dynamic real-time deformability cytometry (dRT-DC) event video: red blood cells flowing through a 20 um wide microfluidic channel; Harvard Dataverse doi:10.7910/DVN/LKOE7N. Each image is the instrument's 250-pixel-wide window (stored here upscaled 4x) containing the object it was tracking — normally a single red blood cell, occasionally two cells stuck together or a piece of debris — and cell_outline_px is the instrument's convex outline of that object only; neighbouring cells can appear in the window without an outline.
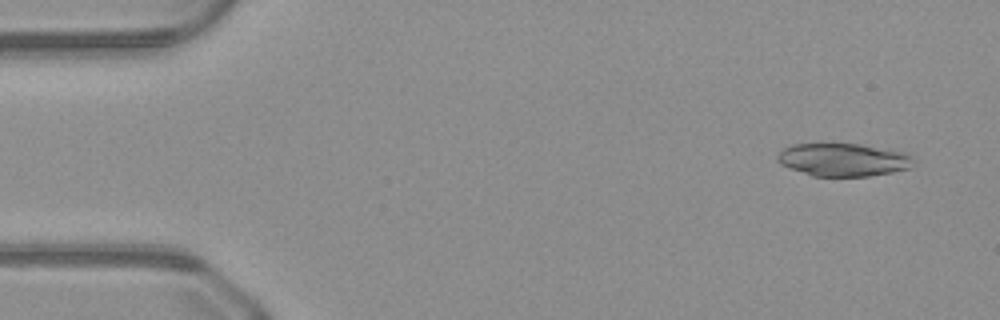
{"species": "common noctule bat (a hibernating species)", "species_latin": "Nyctalus noctula", "temperature_condition": "warm", "stored_images_in_passage": 49, "camera_frame_rate_fps": 3000, "um_per_image_px": 0.085, "animal": {"sex": "male", "body_mass_g": 23.1, "forearm_length_mm": 52.7}, "frame": {"image": 1, "passage_image": 3, "time_ms": 0.667, "image_size_px": [1000, 320], "cell_outline_px": [[916, 160], [908, 168], [892, 172], [868, 176], [812, 176], [788, 168], [780, 164], [776, 160], [776, 156], [784, 148], [792, 144], [860, 144], [908, 152]], "centroid_in_image_um": [71.68, 13.58], "position_along_channel_um": 13.3, "area_um2": 26.3}}
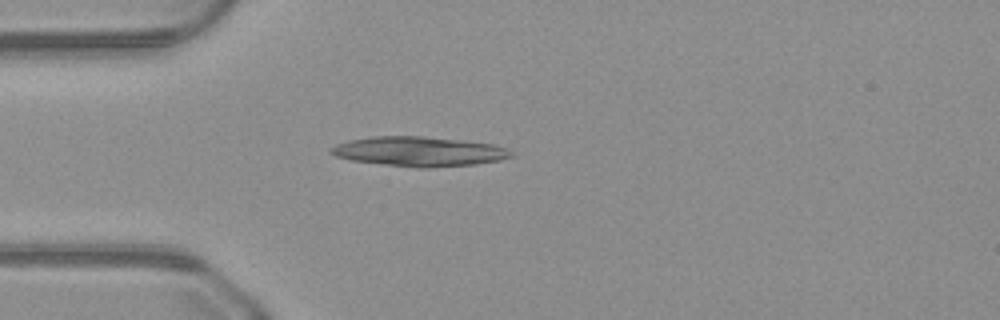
{"frame": {"image": 2, "passage_image": 13, "time_ms": 4.0, "image_size_px": [1000, 320], "cell_outline_px": [[516, 156], [500, 160], [476, 164], [420, 168], [416, 168], [352, 160], [336, 156], [332, 152], [332, 148], [336, 144], [348, 140], [372, 136], [424, 136], [460, 140], [492, 144], [516, 152]], "centroid_in_image_um": [35.67, 12.87], "position_along_channel_um": 49.3, "area_um2": 30.98}}